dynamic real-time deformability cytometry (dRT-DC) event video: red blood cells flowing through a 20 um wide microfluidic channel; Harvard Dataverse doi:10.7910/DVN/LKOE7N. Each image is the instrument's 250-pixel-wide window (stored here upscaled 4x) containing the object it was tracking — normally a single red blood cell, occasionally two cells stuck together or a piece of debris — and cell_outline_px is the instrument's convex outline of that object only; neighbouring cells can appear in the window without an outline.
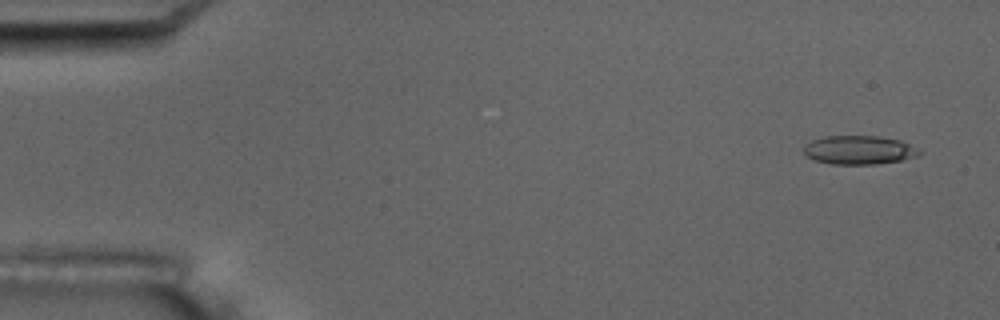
{"species": "common noctule bat (a hibernating species)", "species_latin": "Nyctalus noctula", "temperature_condition": "room temperature", "stored_images_in_passage": 6, "camera_frame_rate_fps": 3000, "um_per_image_px": 0.085, "animal": {"sex": "male", "body_mass_g": 17.5, "forearm_length_mm": 52.3}, "frame": {"image": 1, "passage_image": 1, "time_ms": 0.0, "image_size_px": [1000, 320], "cell_outline_px": [[924, 152], [920, 156], [900, 160], [876, 164], [832, 164], [816, 160], [808, 156], [804, 152], [804, 144], [812, 140], [824, 136], [876, 136], [900, 140], [920, 148]], "centroid_in_image_um": [73.08, 12.74], "position_along_channel_um": 11.9, "area_um2": 19.48}}